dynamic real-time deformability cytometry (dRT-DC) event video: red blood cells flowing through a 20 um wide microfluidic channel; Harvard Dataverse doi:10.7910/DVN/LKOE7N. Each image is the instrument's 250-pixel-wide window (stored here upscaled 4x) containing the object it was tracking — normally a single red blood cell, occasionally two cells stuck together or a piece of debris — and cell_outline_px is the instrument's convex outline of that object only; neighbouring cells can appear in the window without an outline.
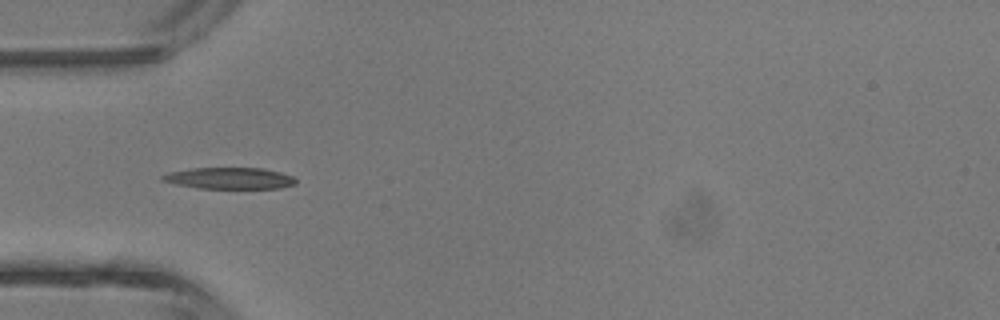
{"species": "common noctule bat (a hibernating species)", "species_latin": "Nyctalus noctula", "temperature_condition": "room temperature", "stored_images_in_passage": 4, "camera_frame_rate_fps": 3000, "um_per_image_px": 0.085, "animal": {"sex": "male", "body_mass_g": 13.3}, "frame": {"image": 1, "passage_image": 4, "time_ms": 3.333, "image_size_px": [1000, 320], "cell_outline_px": [[296, 184], [280, 188], [200, 188], [176, 184], [160, 180], [160, 176], [168, 172], [192, 168], [264, 168], [280, 172], [292, 176], [296, 180]], "centroid_in_image_um": [19.5, 15.14], "position_along_channel_um": 65.5, "area_um2": 16.65}}